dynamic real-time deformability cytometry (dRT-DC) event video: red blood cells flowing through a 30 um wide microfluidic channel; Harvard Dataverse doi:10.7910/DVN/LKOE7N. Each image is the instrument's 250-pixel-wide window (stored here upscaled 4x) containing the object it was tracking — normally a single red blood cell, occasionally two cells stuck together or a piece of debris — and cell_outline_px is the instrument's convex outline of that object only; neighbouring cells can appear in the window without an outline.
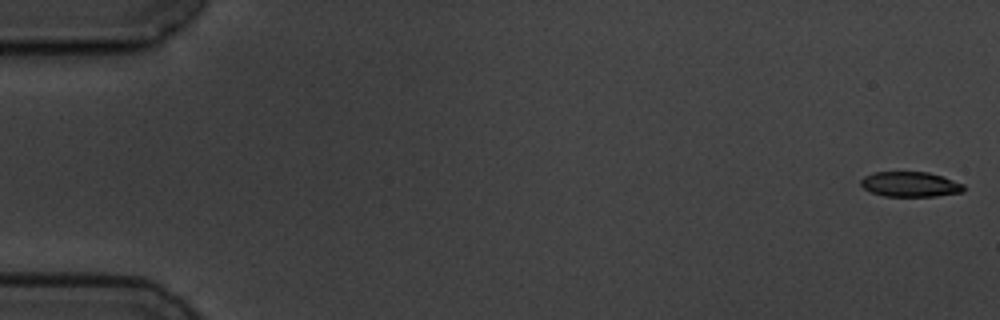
{"species": "common noctule bat (a hibernating species)", "species_latin": "Nyctalus noctula", "temperature_condition": "cold", "stored_images_in_passage": 6, "camera_frame_rate_fps": 3000, "um_per_image_px": 0.085, "animal": {"sex": "male", "body_mass_g": 19.5, "forearm_length_mm": 54.6}, "frame": {"image": 1, "passage_image": 1, "time_ms": 0.0, "image_size_px": [1000, 320], "cell_outline_px": [[964, 192], [936, 196], [884, 196], [868, 192], [860, 184], [860, 180], [864, 176], [872, 172], [928, 172], [964, 184]], "centroid_in_image_um": [77.33, 15.67], "position_along_channel_um": 7.7, "area_um2": 15.09}}
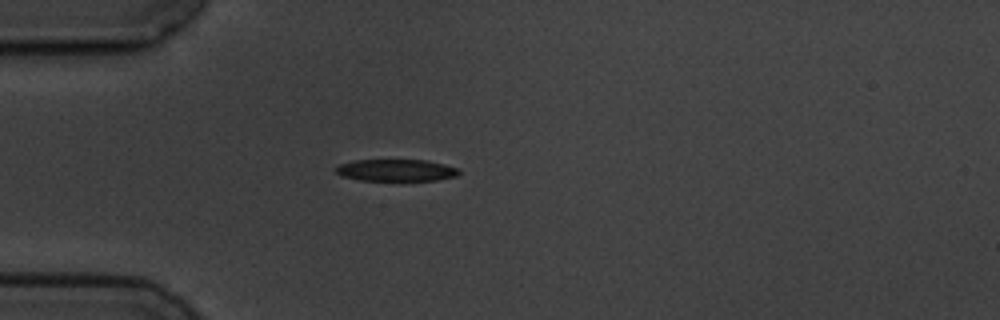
{"frame": {"image": 2, "passage_image": 5, "time_ms": 5.0, "image_size_px": [1000, 320], "cell_outline_px": [[460, 172], [456, 176], [436, 180], [360, 180], [344, 176], [336, 172], [336, 168], [340, 164], [356, 160], [428, 160], [460, 168]], "centroid_in_image_um": [33.73, 14.46], "position_along_channel_um": 51.3, "area_um2": 15.55}}